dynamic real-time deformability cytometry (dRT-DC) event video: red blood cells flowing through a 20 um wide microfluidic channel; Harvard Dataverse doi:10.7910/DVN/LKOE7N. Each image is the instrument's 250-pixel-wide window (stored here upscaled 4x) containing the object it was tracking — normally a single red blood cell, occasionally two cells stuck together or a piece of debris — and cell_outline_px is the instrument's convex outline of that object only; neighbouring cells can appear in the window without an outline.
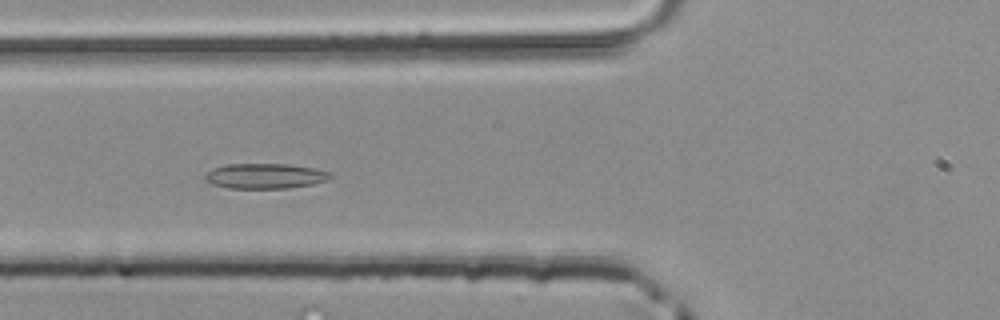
{"species": "common noctule bat (a hibernating species)", "species_latin": "Nyctalus noctula", "temperature_condition": "room temperature", "stored_images_in_passage": 48, "camera_frame_rate_fps": 3000, "um_per_image_px": 0.085, "animal": {"sex": "male", "body_mass_g": 20.4}, "frame": {"image": 1, "passage_image": 18, "time_ms": 5.667, "image_size_px": [1000, 320], "cell_outline_px": [[332, 176], [328, 180], [312, 184], [288, 188], [228, 188], [212, 184], [204, 180], [204, 176], [212, 168], [228, 164], [288, 164], [316, 168], [332, 172]], "centroid_in_image_um": [22.55, 14.96], "position_along_channel_um": 103.2, "area_um2": 18.5}}
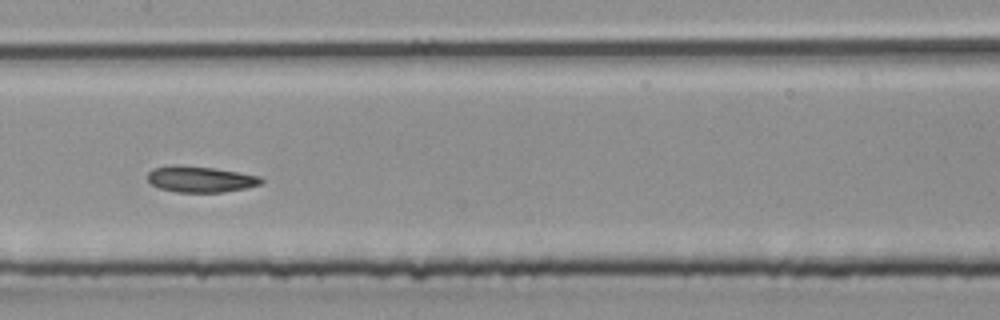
{"frame": {"image": 2, "passage_image": 24, "time_ms": 7.667, "image_size_px": [1000, 320], "cell_outline_px": [[264, 180], [260, 184], [244, 188], [224, 192], [176, 192], [160, 188], [152, 184], [148, 180], [148, 172], [152, 168], [172, 164], [212, 168], [260, 176]], "centroid_in_image_um": [16.99, 15.23], "position_along_channel_um": 190.4, "area_um2": 17.11}}
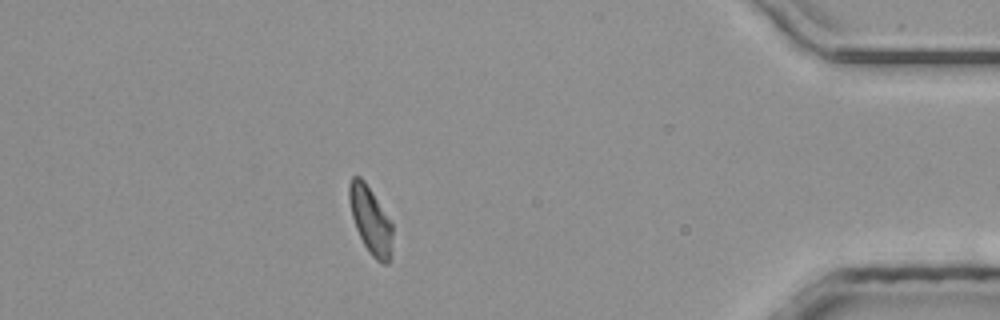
{"frame": {"image": 3, "passage_image": 42, "time_ms": 13.667, "image_size_px": [1000, 320], "cell_outline_px": [[392, 236], [388, 264], [380, 264], [368, 252], [356, 228], [352, 216], [348, 200], [348, 184], [352, 176], [360, 176], [364, 180], [372, 192], [392, 224]], "centroid_in_image_um": [31.46, 18.7], "position_along_channel_um": 403.7, "area_um2": 16.76}}